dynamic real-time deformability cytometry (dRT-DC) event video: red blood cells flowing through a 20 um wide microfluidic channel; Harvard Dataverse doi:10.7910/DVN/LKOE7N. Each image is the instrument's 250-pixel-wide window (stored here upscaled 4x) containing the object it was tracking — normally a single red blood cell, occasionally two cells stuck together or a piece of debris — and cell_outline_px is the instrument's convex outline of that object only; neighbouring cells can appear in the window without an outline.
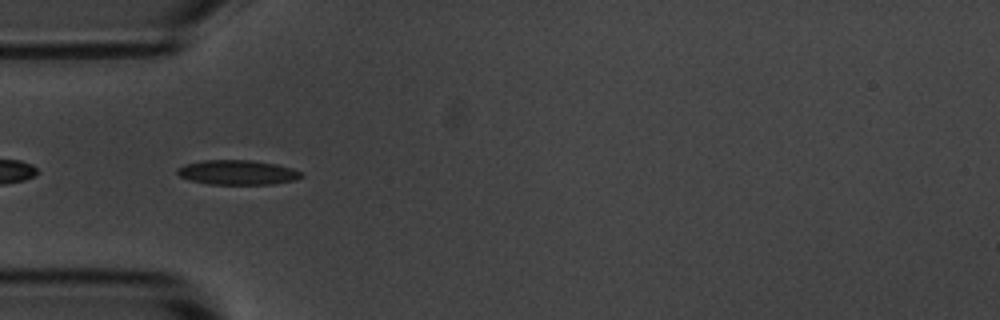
{"species": "common noctule bat (a hibernating species)", "species_latin": "Nyctalus noctula", "temperature_condition": "room temperature", "stored_images_in_passage": 4, "camera_frame_rate_fps": 3000, "um_per_image_px": 0.085, "animal": {"sex": "male", "body_mass_g": 20.1, "forearm_length_mm": 53.5}, "frame": {"image": 1, "passage_image": 4, "time_ms": 3.333, "image_size_px": [1000, 320], "cell_outline_px": [[304, 176], [292, 180], [272, 184], [208, 184], [188, 180], [180, 176], [176, 172], [176, 168], [184, 164], [204, 160], [252, 160], [276, 164], [292, 168], [300, 172]], "centroid_in_image_um": [20.13, 14.65], "position_along_channel_um": 64.9, "area_um2": 17.8}}